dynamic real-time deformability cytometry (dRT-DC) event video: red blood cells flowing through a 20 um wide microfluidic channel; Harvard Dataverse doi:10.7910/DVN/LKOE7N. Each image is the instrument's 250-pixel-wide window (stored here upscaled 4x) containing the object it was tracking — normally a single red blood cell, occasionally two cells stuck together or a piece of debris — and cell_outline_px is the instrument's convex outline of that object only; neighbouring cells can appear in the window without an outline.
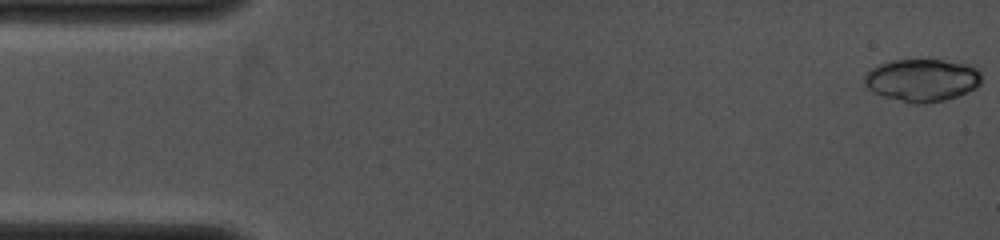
{"species": "common noctule bat (a hibernating species)", "species_latin": "Nyctalus noctula", "temperature_condition": "cold", "stored_images_in_passage": 12, "camera_frame_rate_fps": 4000, "um_per_image_px": 0.085, "animal": {"sex": "female", "body_mass_g": 19.0, "forearm_length_mm": 53.3}, "frame": {"image": 1, "passage_image": 1, "time_ms": 0.0, "image_size_px": [1000, 240], "cell_outline_px": [[980, 84], [976, 88], [968, 92], [944, 100], [924, 104], [912, 104], [884, 96], [872, 92], [864, 88], [864, 76], [872, 68], [880, 64], [892, 60], [940, 60], [976, 64], [980, 68]], "centroid_in_image_um": [78.4, 6.81], "position_along_channel_um": 6.6, "area_um2": 29.48}}